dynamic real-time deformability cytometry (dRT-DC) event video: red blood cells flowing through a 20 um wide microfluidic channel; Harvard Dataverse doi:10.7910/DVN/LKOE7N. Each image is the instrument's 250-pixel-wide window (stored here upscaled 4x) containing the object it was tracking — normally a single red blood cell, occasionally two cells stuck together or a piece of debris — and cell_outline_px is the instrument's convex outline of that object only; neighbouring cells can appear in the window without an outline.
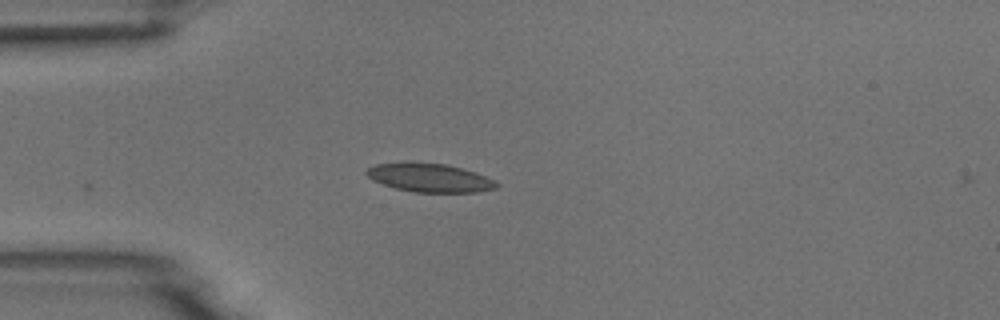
{"species": "common noctule bat (a hibernating species)", "species_latin": "Nyctalus noctula", "temperature_condition": "room temperature", "stored_images_in_passage": 3, "camera_frame_rate_fps": 3000, "um_per_image_px": 0.085, "animal": {"sex": "male", "body_mass_g": 18.8}, "frame": {"image": 1, "passage_image": 1, "time_ms": 0.0, "image_size_px": [1000, 320], "cell_outline_px": [[500, 184], [496, 188], [476, 192], [412, 192], [396, 188], [372, 180], [364, 172], [368, 168], [376, 164], [404, 160], [412, 160], [448, 164], [476, 172], [496, 180]], "centroid_in_image_um": [36.51, 15.07], "position_along_channel_um": 48.5, "area_um2": 22.31}}